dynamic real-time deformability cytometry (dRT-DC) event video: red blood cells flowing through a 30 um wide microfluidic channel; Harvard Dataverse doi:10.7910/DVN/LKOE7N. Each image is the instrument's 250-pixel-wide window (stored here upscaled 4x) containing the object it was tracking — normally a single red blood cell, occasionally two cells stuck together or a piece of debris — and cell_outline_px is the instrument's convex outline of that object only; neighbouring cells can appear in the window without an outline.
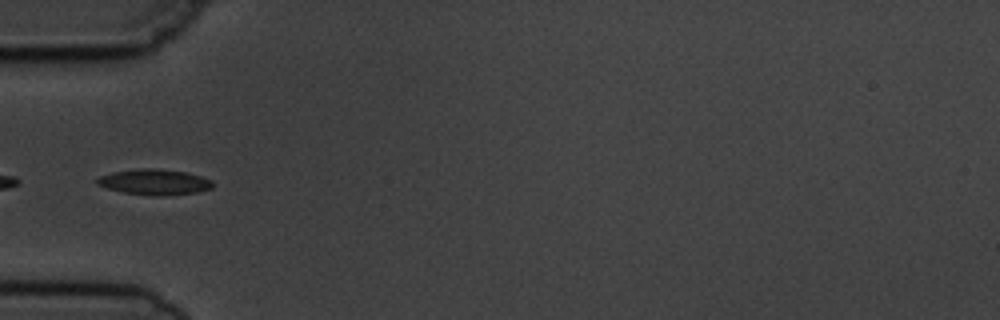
{"species": "common noctule bat (a hibernating species)", "species_latin": "Nyctalus noctula", "temperature_condition": "cold", "stored_images_in_passage": 8, "camera_frame_rate_fps": 3000, "um_per_image_px": 0.085, "animal": {"sex": "male", "body_mass_g": 19.5, "forearm_length_mm": 54.6}, "frame": {"image": 1, "passage_image": 5, "time_ms": 4.667, "image_size_px": [1000, 320], "cell_outline_px": [[212, 188], [196, 192], [164, 196], [152, 196], [124, 192], [108, 188], [96, 184], [96, 180], [100, 176], [112, 172], [140, 168], [156, 168], [184, 172], [200, 176], [212, 180]], "centroid_in_image_um": [13.11, 15.47], "position_along_channel_um": 71.9, "area_um2": 17.17}}
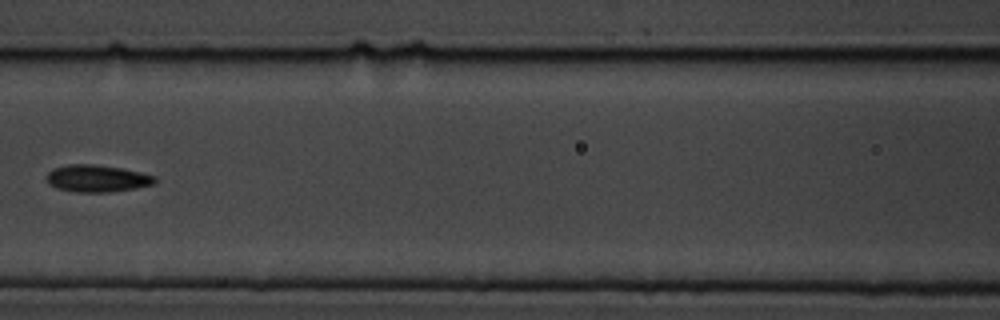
{"frame": {"image": 2, "passage_image": 7, "time_ms": 7.0, "image_size_px": [1000, 320], "cell_outline_px": [[156, 180], [152, 184], [136, 188], [108, 192], [80, 192], [56, 188], [48, 184], [44, 176], [52, 168], [68, 164], [96, 164], [120, 168], [140, 172], [156, 176]], "centroid_in_image_um": [8.19, 15.16], "position_along_channel_um": 158.4, "area_um2": 17.17}}
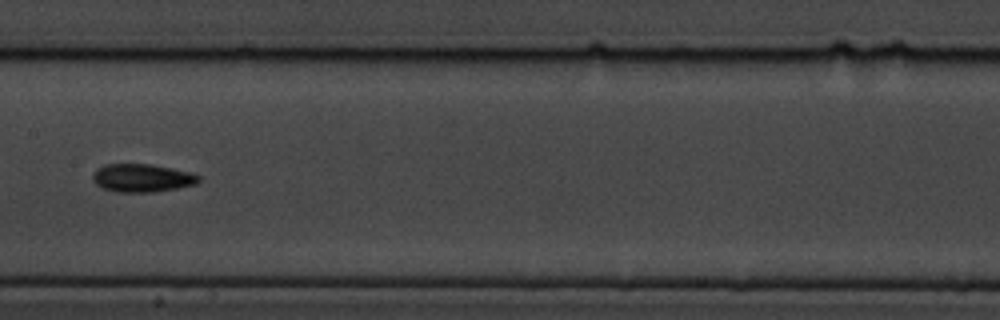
{"frame": {"image": 3, "passage_image": 8, "time_ms": 8.0, "image_size_px": [1000, 320], "cell_outline_px": [[200, 180], [196, 184], [176, 188], [152, 192], [116, 192], [104, 188], [96, 184], [92, 180], [92, 176], [96, 168], [104, 164], [152, 164], [172, 168], [188, 172], [200, 176]], "centroid_in_image_um": [12.04, 15.12], "position_along_channel_um": 195.4, "area_um2": 17.34}}